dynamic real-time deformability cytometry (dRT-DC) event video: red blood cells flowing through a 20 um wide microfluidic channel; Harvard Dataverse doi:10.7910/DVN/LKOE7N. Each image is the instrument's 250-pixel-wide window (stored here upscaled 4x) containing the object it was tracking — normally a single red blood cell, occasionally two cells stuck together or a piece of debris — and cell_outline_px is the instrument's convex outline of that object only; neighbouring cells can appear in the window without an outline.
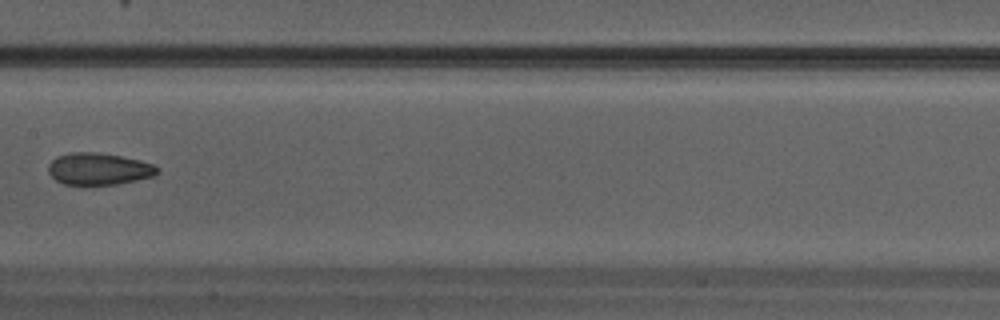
{"species": "Egyptian fruit bat (a non-hibernating species)", "species_latin": "Rousettus aegyptiacus", "temperature_condition": "warm", "stored_images_in_passage": 33, "camera_frame_rate_fps": 3000, "um_per_image_px": 0.085, "animal": {"sex": "male"}, "frame": {"image": 1, "passage_image": 16, "time_ms": 5.0, "image_size_px": [1000, 320], "cell_outline_px": [[160, 172], [152, 176], [136, 180], [116, 184], [64, 184], [56, 180], [48, 172], [48, 164], [56, 156], [72, 152], [96, 152], [120, 156], [140, 160], [156, 164], [160, 168]], "centroid_in_image_um": [8.41, 14.34], "position_along_channel_um": 199.0, "area_um2": 20.29}}